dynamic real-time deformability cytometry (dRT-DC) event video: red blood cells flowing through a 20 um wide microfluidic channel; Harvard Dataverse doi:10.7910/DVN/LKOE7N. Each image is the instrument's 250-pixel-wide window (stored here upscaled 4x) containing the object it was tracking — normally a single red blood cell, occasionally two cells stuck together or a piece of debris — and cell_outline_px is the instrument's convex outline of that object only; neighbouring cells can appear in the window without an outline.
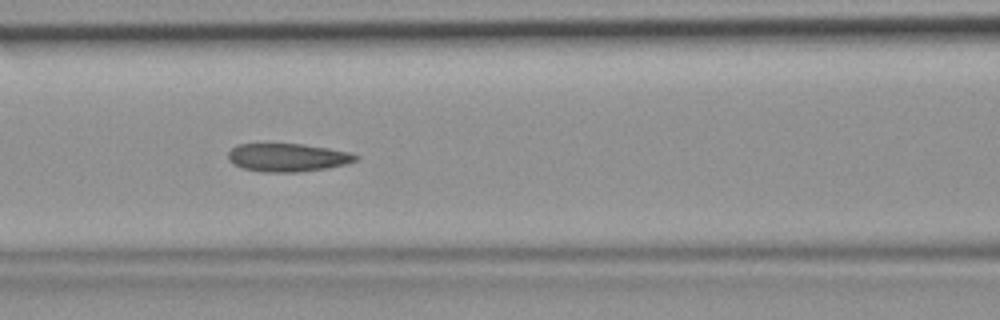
{"species": "common noctule bat (a hibernating species)", "species_latin": "Nyctalus noctula", "temperature_condition": "room temperature", "stored_images_in_passage": 36, "camera_frame_rate_fps": 3000, "um_per_image_px": 0.085, "animal": {"sex": "female", "body_mass_g": 19.9}, "frame": {"image": 1, "passage_image": 9, "time_ms": 2.667, "image_size_px": [1000, 320], "cell_outline_px": [[360, 156], [356, 160], [344, 164], [328, 168], [300, 172], [260, 172], [244, 168], [232, 164], [228, 160], [228, 152], [236, 144], [304, 144], [328, 148], [348, 152]], "centroid_in_image_um": [24.41, 13.39], "position_along_channel_um": 142.2, "area_um2": 20.98}}
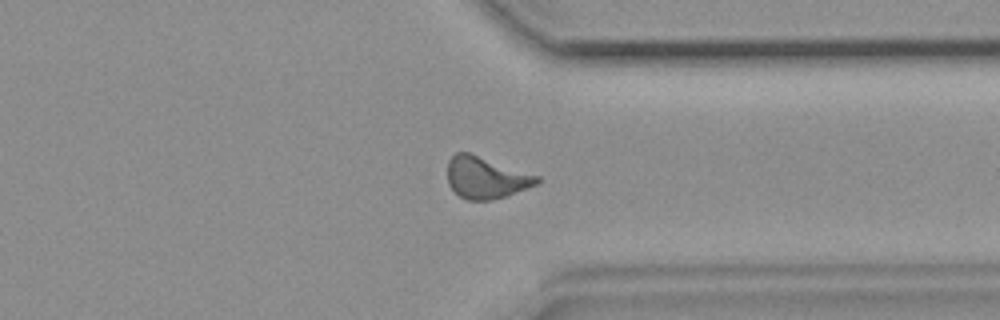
{"frame": {"image": 2, "passage_image": 25, "time_ms": 8.0, "image_size_px": [1000, 320], "cell_outline_px": [[540, 180], [536, 184], [504, 196], [488, 200], [468, 200], [460, 196], [448, 184], [448, 160], [456, 152], [468, 152], [540, 176]], "centroid_in_image_um": [41.28, 15.08], "position_along_channel_um": 370.1, "area_um2": 21.39}}
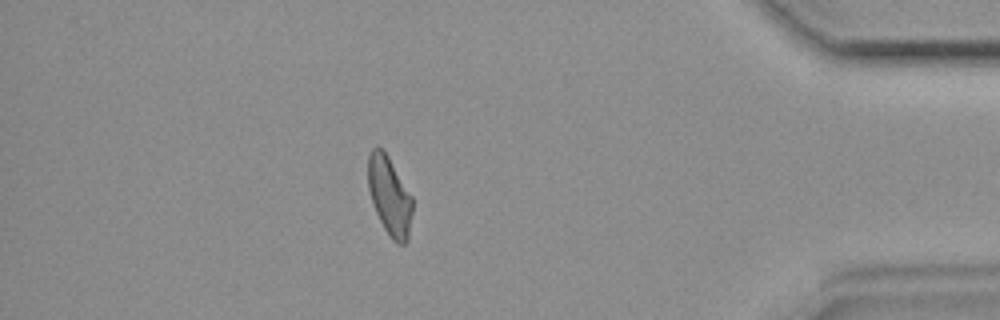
{"frame": {"image": 3, "passage_image": 30, "time_ms": 9.667, "image_size_px": [1000, 320], "cell_outline_px": [[412, 212], [408, 240], [404, 244], [396, 244], [392, 240], [384, 228], [376, 212], [368, 188], [368, 156], [372, 148], [380, 148], [388, 156], [412, 196]], "centroid_in_image_um": [33.12, 16.69], "position_along_channel_um": 402.1, "area_um2": 20.17}}